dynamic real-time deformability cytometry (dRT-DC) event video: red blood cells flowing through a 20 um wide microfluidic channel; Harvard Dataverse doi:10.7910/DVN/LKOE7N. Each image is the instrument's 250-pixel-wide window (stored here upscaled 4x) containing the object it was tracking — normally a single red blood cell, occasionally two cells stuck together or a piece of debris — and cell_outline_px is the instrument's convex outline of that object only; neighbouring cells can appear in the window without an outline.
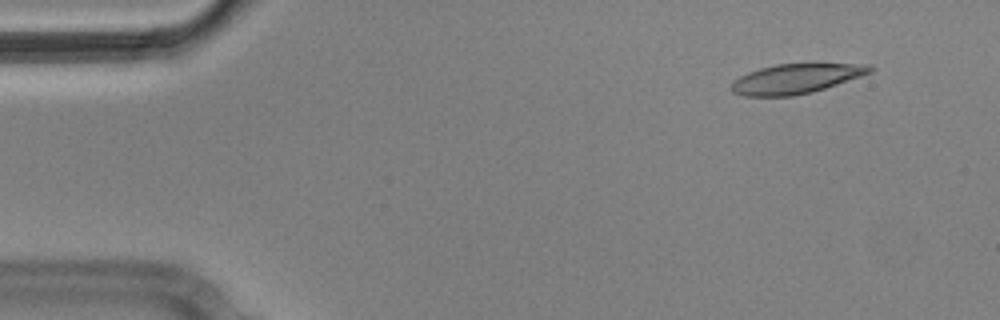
{"species": "Egyptian fruit bat (a non-hibernating species)", "species_latin": "Rousettus aegyptiacus", "temperature_condition": "cold", "stored_images_in_passage": 5, "camera_frame_rate_fps": 3000, "um_per_image_px": 0.085, "animal": {"sex": "male"}, "frame": {"image": 1, "passage_image": 2, "time_ms": 0.333, "image_size_px": [1000, 320], "cell_outline_px": [[876, 68], [872, 72], [812, 92], [792, 96], [744, 96], [732, 92], [732, 84], [740, 76], [748, 72], [760, 68], [776, 64], [812, 60], [868, 64]], "centroid_in_image_um": [67.76, 6.62], "position_along_channel_um": 17.2, "area_um2": 24.97}}
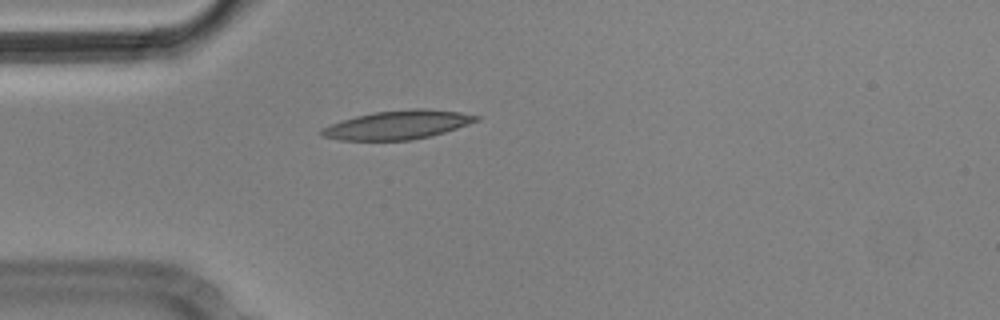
{"frame": {"image": 2, "passage_image": 5, "time_ms": 1.333, "image_size_px": [1000, 320], "cell_outline_px": [[480, 120], [444, 132], [412, 140], [340, 140], [320, 136], [320, 128], [356, 116], [376, 112], [412, 108], [424, 108], [460, 112], [480, 116]], "centroid_in_image_um": [33.8, 10.61], "position_along_channel_um": 51.2, "area_um2": 25.72}}